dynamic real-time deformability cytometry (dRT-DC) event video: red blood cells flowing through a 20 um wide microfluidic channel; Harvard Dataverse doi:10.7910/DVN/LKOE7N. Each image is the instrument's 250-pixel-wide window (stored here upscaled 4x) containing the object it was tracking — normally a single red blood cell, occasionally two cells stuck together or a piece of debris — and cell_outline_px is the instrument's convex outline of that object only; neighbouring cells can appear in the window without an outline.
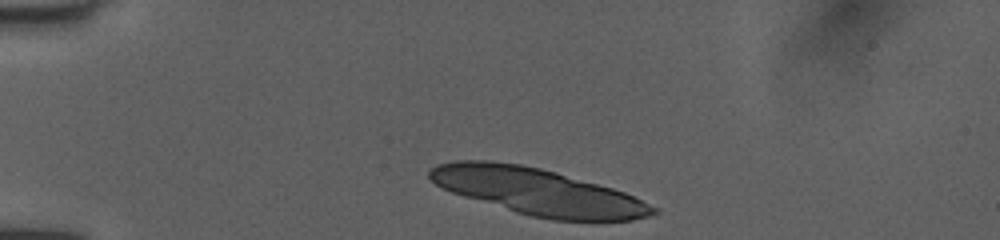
{"species": "human", "species_latin": "Homo sapiens", "temperature_condition": "room temperature", "stored_images_in_passage": 20, "camera_frame_rate_fps": 3000, "um_per_image_px": 0.085, "donor": {"sex": "female"}, "frame": {"image": 1, "passage_image": 1, "time_ms": 0.0, "image_size_px": [1000, 240], "cell_outline_px": [[660, 212], [648, 216], [632, 220], [552, 220], [532, 216], [516, 212], [464, 196], [452, 192], [436, 184], [428, 176], [428, 172], [436, 164], [456, 160], [488, 160], [520, 164], [540, 168], [556, 172], [612, 188], [624, 192], [660, 208]], "centroid_in_image_um": [45.73, 16.28], "position_along_channel_um": 39.3, "area_um2": 60.23}}
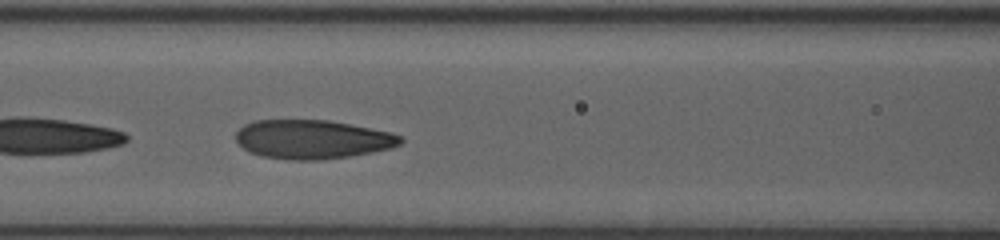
{"frame": {"image": 2, "passage_image": 13, "time_ms": 4.0, "image_size_px": [1000, 240], "cell_outline_px": [[404, 140], [400, 144], [392, 148], [372, 152], [348, 156], [320, 160], [288, 160], [264, 156], [252, 152], [244, 148], [236, 140], [236, 132], [244, 124], [256, 120], [328, 120], [392, 132], [404, 136]], "centroid_in_image_um": [26.59, 11.84], "position_along_channel_um": 140.0, "area_um2": 37.34}}
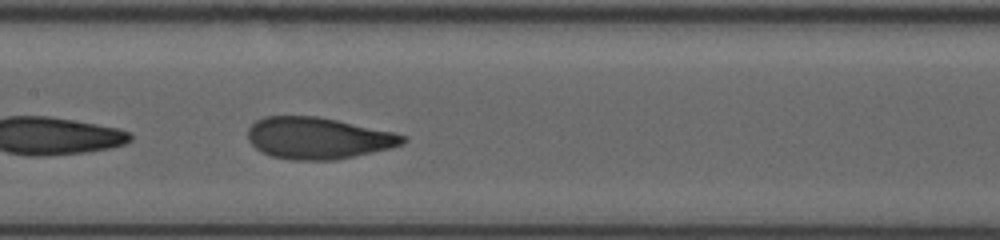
{"frame": {"image": 3, "passage_image": 16, "time_ms": 5.0, "image_size_px": [1000, 240], "cell_outline_px": [[408, 140], [404, 144], [372, 152], [336, 160], [292, 160], [272, 156], [256, 148], [248, 140], [248, 128], [256, 120], [264, 116], [316, 116], [396, 132], [408, 136]], "centroid_in_image_um": [27.06, 11.73], "position_along_channel_um": 180.3, "area_um2": 37.63}}